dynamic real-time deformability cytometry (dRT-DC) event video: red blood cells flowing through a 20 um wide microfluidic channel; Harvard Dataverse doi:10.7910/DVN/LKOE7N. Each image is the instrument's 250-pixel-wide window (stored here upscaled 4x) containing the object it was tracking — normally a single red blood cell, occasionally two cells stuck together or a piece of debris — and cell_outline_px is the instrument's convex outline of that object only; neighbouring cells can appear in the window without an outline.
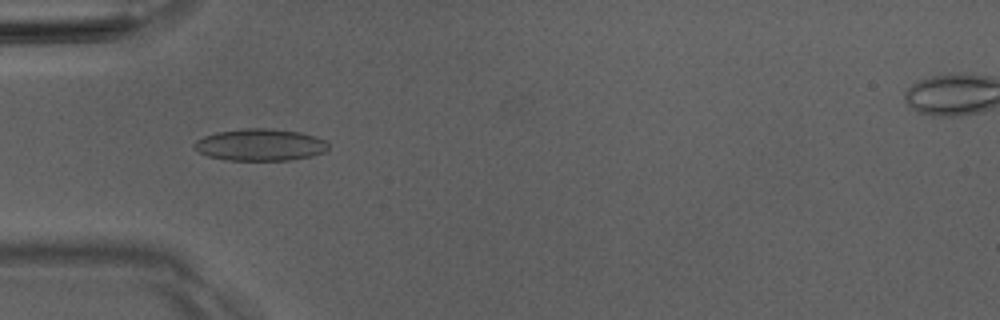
{"species": "Egyptian fruit bat (a non-hibernating species)", "species_latin": "Rousettus aegyptiacus", "temperature_condition": "room temperature", "stored_images_in_passage": 50, "camera_frame_rate_fps": 3000, "um_per_image_px": 0.085, "animal": {"sex": "male"}, "frame": {"image": 1, "passage_image": 16, "time_ms": 5.0, "image_size_px": [1000, 320], "cell_outline_px": [[328, 148], [324, 152], [312, 156], [292, 160], [228, 160], [208, 156], [192, 148], [192, 144], [196, 140], [204, 136], [216, 132], [244, 128], [268, 128], [300, 132], [316, 136], [324, 140], [328, 144]], "centroid_in_image_um": [22.1, 12.3], "position_along_channel_um": 62.9, "area_um2": 25.09}}
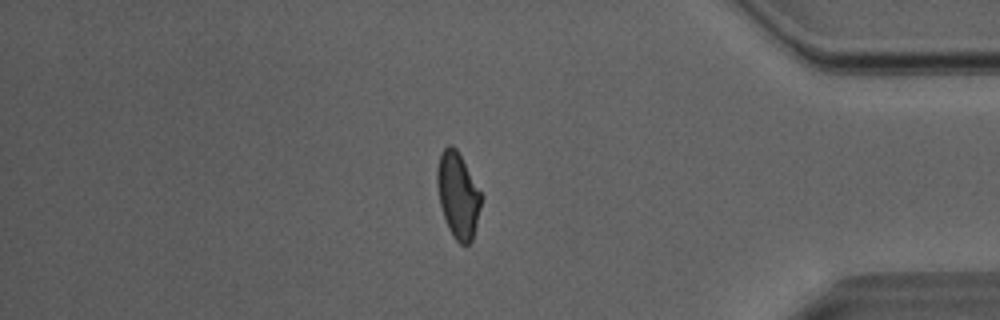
{"frame": {"image": 2, "passage_image": 43, "time_ms": 14.0, "image_size_px": [1000, 320], "cell_outline_px": [[480, 208], [472, 240], [468, 244], [460, 244], [452, 236], [448, 228], [440, 204], [436, 184], [436, 168], [440, 152], [448, 144], [452, 144], [456, 148], [480, 192]], "centroid_in_image_um": [38.88, 16.57], "position_along_channel_um": 396.3, "area_um2": 21.68}}
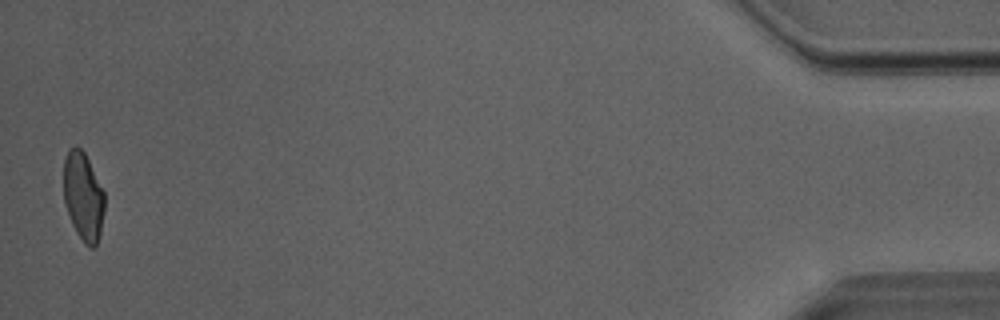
{"frame": {"image": 3, "passage_image": 50, "time_ms": 16.333, "image_size_px": [1000, 320], "cell_outline_px": [[104, 212], [100, 232], [96, 244], [92, 248], [84, 244], [76, 232], [72, 224], [64, 204], [64, 160], [68, 148], [76, 144], [84, 152], [104, 192]], "centroid_in_image_um": [7.06, 16.68], "position_along_channel_um": 428.1, "area_um2": 21.04}, "authors_computed_cell_mechanics": {"area_um2": 22.5131, "velocity_mm_per_s": 4.049, "shape_relaxation_time_tau1_ms": 5.968, "shape_relaxation_time_tau2_ms": 1.1916, "deformation_change_tau1": 0.1794, "deformation_change_tau2": 0.0784}}